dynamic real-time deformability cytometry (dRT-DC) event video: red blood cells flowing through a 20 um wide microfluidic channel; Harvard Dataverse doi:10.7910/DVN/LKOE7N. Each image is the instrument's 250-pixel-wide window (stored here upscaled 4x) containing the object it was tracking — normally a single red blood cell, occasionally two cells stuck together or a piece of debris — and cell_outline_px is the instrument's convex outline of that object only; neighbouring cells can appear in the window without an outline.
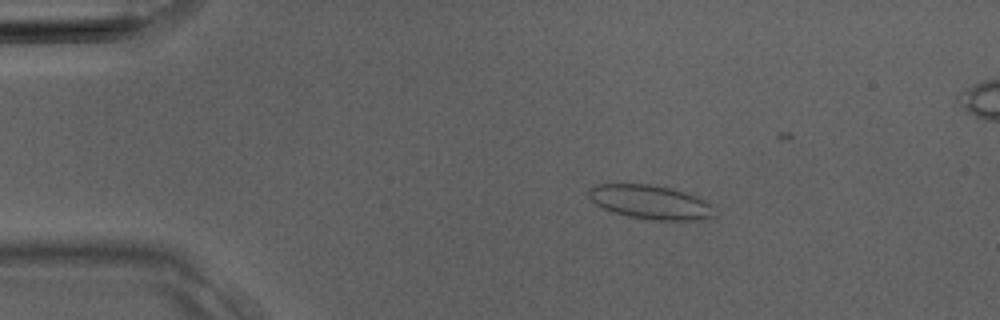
{"species": "Egyptian fruit bat (a non-hibernating species)", "species_latin": "Rousettus aegyptiacus", "temperature_condition": "room temperature", "stored_images_in_passage": 5, "camera_frame_rate_fps": 3000, "um_per_image_px": 0.085, "animal": {"sex": "male"}, "frame": {"image": 1, "passage_image": 2, "time_ms": 0.333, "image_size_px": [1000, 320], "cell_outline_px": [[716, 216], [700, 220], [652, 220], [628, 216], [612, 212], [596, 204], [588, 196], [588, 188], [596, 184], [652, 184], [672, 188], [696, 196], [704, 200], [708, 204]], "centroid_in_image_um": [55.25, 17.17], "position_along_channel_um": 29.7, "area_um2": 24.85}}